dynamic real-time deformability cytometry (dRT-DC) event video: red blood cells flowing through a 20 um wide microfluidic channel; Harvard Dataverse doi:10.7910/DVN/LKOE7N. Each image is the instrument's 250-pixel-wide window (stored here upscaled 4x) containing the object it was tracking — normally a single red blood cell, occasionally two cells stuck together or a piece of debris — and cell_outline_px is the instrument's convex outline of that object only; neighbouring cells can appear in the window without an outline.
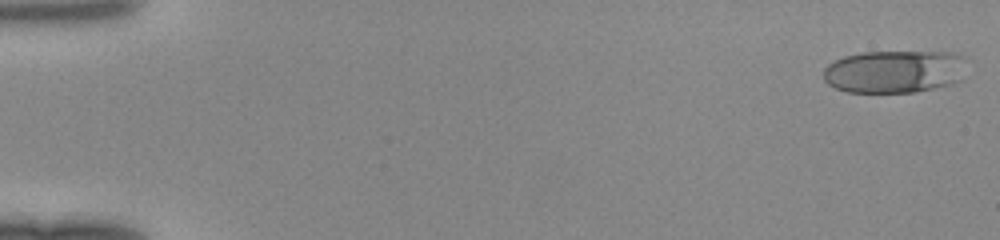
{"species": "human", "species_latin": "Homo sapiens", "temperature_condition": "room temperature", "stored_images_in_passage": 30, "camera_frame_rate_fps": 3000, "um_per_image_px": 0.085, "donor": {"sex": "female"}, "frame": {"image": 1, "passage_image": 1, "time_ms": 0.0, "image_size_px": [1000, 240], "cell_outline_px": [[964, 80], [952, 84], [916, 92], [848, 92], [836, 88], [828, 84], [824, 80], [824, 68], [828, 64], [844, 56], [864, 52], [952, 52], [964, 56]], "centroid_in_image_um": [76.06, 6.08], "position_along_channel_um": 8.9, "area_um2": 35.95}}
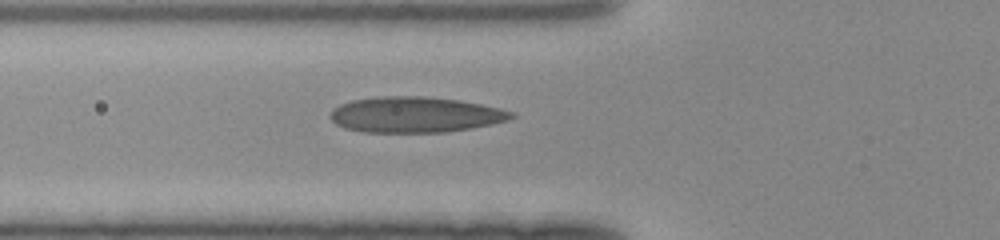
{"frame": {"image": 2, "passage_image": 18, "time_ms": 5.667, "image_size_px": [1000, 240], "cell_outline_px": [[516, 116], [508, 120], [492, 124], [472, 128], [444, 132], [364, 132], [344, 128], [336, 124], [328, 116], [340, 104], [352, 100], [380, 96], [424, 96], [460, 100], [500, 108], [516, 112]], "centroid_in_image_um": [35.32, 9.74], "position_along_channel_um": 90.5, "area_um2": 37.74}}
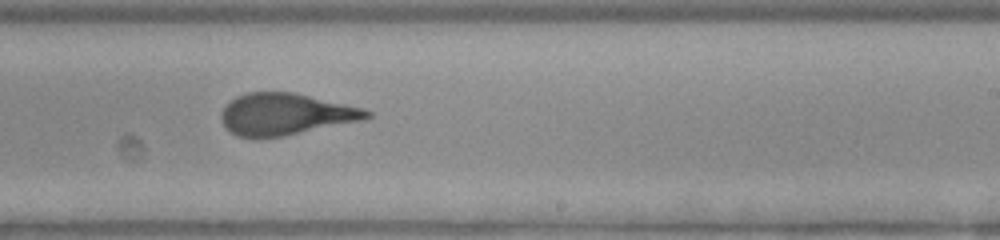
{"frame": {"image": 3, "passage_image": 30, "time_ms": 9.667, "image_size_px": [1000, 240], "cell_outline_px": [[372, 116], [364, 120], [284, 136], [260, 140], [236, 136], [220, 120], [220, 112], [236, 96], [248, 92], [292, 92], [364, 108], [372, 112]], "centroid_in_image_um": [24.26, 9.73], "position_along_channel_um": 264.7, "area_um2": 35.66}}